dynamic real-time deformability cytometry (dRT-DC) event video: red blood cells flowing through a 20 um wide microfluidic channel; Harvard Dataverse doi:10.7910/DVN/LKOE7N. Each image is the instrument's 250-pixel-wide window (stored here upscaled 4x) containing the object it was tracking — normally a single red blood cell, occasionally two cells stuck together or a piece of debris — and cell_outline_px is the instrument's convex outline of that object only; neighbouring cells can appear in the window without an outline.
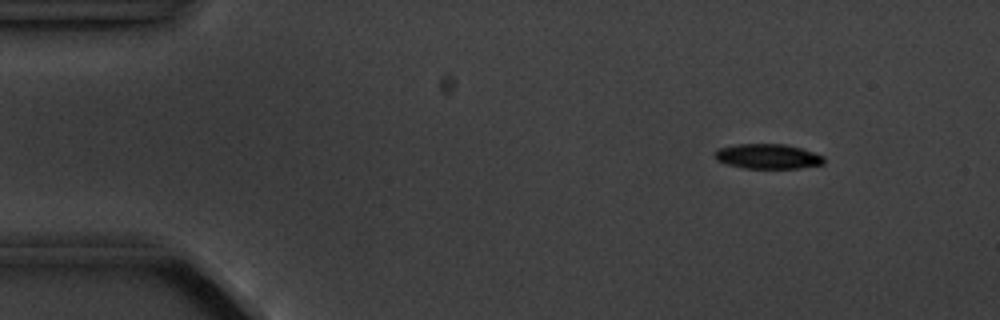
{"species": "common noctule bat (a hibernating species)", "species_latin": "Nyctalus noctula", "temperature_condition": "cold", "stored_images_in_passage": 5, "camera_frame_rate_fps": 3000, "um_per_image_px": 0.085, "animal": {"sex": "male", "body_mass_g": 20.1, "forearm_length_mm": 53.5}, "frame": {"image": 1, "passage_image": 2, "time_ms": 1.0, "image_size_px": [1000, 320], "cell_outline_px": [[824, 164], [800, 168], [744, 168], [728, 164], [716, 160], [716, 152], [720, 148], [736, 144], [784, 144], [800, 148], [824, 156]], "centroid_in_image_um": [65.29, 13.29], "position_along_channel_um": 19.7, "area_um2": 15.61}}